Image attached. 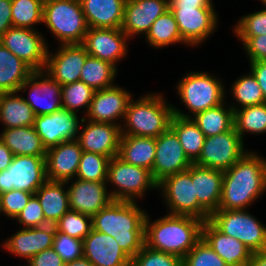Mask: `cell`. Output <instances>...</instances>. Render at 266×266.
<instances>
[{
	"label": "cell",
	"mask_w": 266,
	"mask_h": 266,
	"mask_svg": "<svg viewBox=\"0 0 266 266\" xmlns=\"http://www.w3.org/2000/svg\"><path fill=\"white\" fill-rule=\"evenodd\" d=\"M128 40L121 28H88L82 45L90 56L117 67L128 54Z\"/></svg>",
	"instance_id": "obj_17"
},
{
	"label": "cell",
	"mask_w": 266,
	"mask_h": 266,
	"mask_svg": "<svg viewBox=\"0 0 266 266\" xmlns=\"http://www.w3.org/2000/svg\"><path fill=\"white\" fill-rule=\"evenodd\" d=\"M53 248L65 263L83 256V240L61 232L56 231Z\"/></svg>",
	"instance_id": "obj_48"
},
{
	"label": "cell",
	"mask_w": 266,
	"mask_h": 266,
	"mask_svg": "<svg viewBox=\"0 0 266 266\" xmlns=\"http://www.w3.org/2000/svg\"><path fill=\"white\" fill-rule=\"evenodd\" d=\"M54 225L57 232L83 240L92 229V217L69 210Z\"/></svg>",
	"instance_id": "obj_43"
},
{
	"label": "cell",
	"mask_w": 266,
	"mask_h": 266,
	"mask_svg": "<svg viewBox=\"0 0 266 266\" xmlns=\"http://www.w3.org/2000/svg\"><path fill=\"white\" fill-rule=\"evenodd\" d=\"M16 221L23 226V228L41 227L48 225L45 221L42 207L38 198L33 195L28 204L15 218Z\"/></svg>",
	"instance_id": "obj_49"
},
{
	"label": "cell",
	"mask_w": 266,
	"mask_h": 266,
	"mask_svg": "<svg viewBox=\"0 0 266 266\" xmlns=\"http://www.w3.org/2000/svg\"><path fill=\"white\" fill-rule=\"evenodd\" d=\"M225 104L226 101L191 117L206 137L225 133L234 127V110Z\"/></svg>",
	"instance_id": "obj_35"
},
{
	"label": "cell",
	"mask_w": 266,
	"mask_h": 266,
	"mask_svg": "<svg viewBox=\"0 0 266 266\" xmlns=\"http://www.w3.org/2000/svg\"><path fill=\"white\" fill-rule=\"evenodd\" d=\"M64 266H93V265L86 257L82 256L73 261L66 262Z\"/></svg>",
	"instance_id": "obj_57"
},
{
	"label": "cell",
	"mask_w": 266,
	"mask_h": 266,
	"mask_svg": "<svg viewBox=\"0 0 266 266\" xmlns=\"http://www.w3.org/2000/svg\"><path fill=\"white\" fill-rule=\"evenodd\" d=\"M117 71V67L110 62L88 55L82 66L79 81L84 82L94 91L110 88L116 84L114 81Z\"/></svg>",
	"instance_id": "obj_36"
},
{
	"label": "cell",
	"mask_w": 266,
	"mask_h": 266,
	"mask_svg": "<svg viewBox=\"0 0 266 266\" xmlns=\"http://www.w3.org/2000/svg\"><path fill=\"white\" fill-rule=\"evenodd\" d=\"M169 10V0H126L121 29L129 39L145 35L153 22Z\"/></svg>",
	"instance_id": "obj_23"
},
{
	"label": "cell",
	"mask_w": 266,
	"mask_h": 266,
	"mask_svg": "<svg viewBox=\"0 0 266 266\" xmlns=\"http://www.w3.org/2000/svg\"><path fill=\"white\" fill-rule=\"evenodd\" d=\"M266 192V158L246 152L223 171L222 196L218 210H245Z\"/></svg>",
	"instance_id": "obj_1"
},
{
	"label": "cell",
	"mask_w": 266,
	"mask_h": 266,
	"mask_svg": "<svg viewBox=\"0 0 266 266\" xmlns=\"http://www.w3.org/2000/svg\"><path fill=\"white\" fill-rule=\"evenodd\" d=\"M156 151V138L121 135L118 157L131 165L153 169Z\"/></svg>",
	"instance_id": "obj_29"
},
{
	"label": "cell",
	"mask_w": 266,
	"mask_h": 266,
	"mask_svg": "<svg viewBox=\"0 0 266 266\" xmlns=\"http://www.w3.org/2000/svg\"><path fill=\"white\" fill-rule=\"evenodd\" d=\"M233 33L237 37L266 35V8L242 16L233 28Z\"/></svg>",
	"instance_id": "obj_46"
},
{
	"label": "cell",
	"mask_w": 266,
	"mask_h": 266,
	"mask_svg": "<svg viewBox=\"0 0 266 266\" xmlns=\"http://www.w3.org/2000/svg\"><path fill=\"white\" fill-rule=\"evenodd\" d=\"M18 93H0V122L3 129L34 125L35 113Z\"/></svg>",
	"instance_id": "obj_31"
},
{
	"label": "cell",
	"mask_w": 266,
	"mask_h": 266,
	"mask_svg": "<svg viewBox=\"0 0 266 266\" xmlns=\"http://www.w3.org/2000/svg\"><path fill=\"white\" fill-rule=\"evenodd\" d=\"M55 233L54 224L22 228L7 238L2 247L8 253L22 257L28 262L34 255L53 247Z\"/></svg>",
	"instance_id": "obj_22"
},
{
	"label": "cell",
	"mask_w": 266,
	"mask_h": 266,
	"mask_svg": "<svg viewBox=\"0 0 266 266\" xmlns=\"http://www.w3.org/2000/svg\"><path fill=\"white\" fill-rule=\"evenodd\" d=\"M244 144L234 127L225 133L206 137L199 158L194 163L224 171L248 152Z\"/></svg>",
	"instance_id": "obj_12"
},
{
	"label": "cell",
	"mask_w": 266,
	"mask_h": 266,
	"mask_svg": "<svg viewBox=\"0 0 266 266\" xmlns=\"http://www.w3.org/2000/svg\"><path fill=\"white\" fill-rule=\"evenodd\" d=\"M82 153L77 139L47 149L45 156L47 179L68 182L76 178Z\"/></svg>",
	"instance_id": "obj_24"
},
{
	"label": "cell",
	"mask_w": 266,
	"mask_h": 266,
	"mask_svg": "<svg viewBox=\"0 0 266 266\" xmlns=\"http://www.w3.org/2000/svg\"><path fill=\"white\" fill-rule=\"evenodd\" d=\"M173 105L162 93H147L138 100H130L121 124L122 135L157 138L170 128Z\"/></svg>",
	"instance_id": "obj_4"
},
{
	"label": "cell",
	"mask_w": 266,
	"mask_h": 266,
	"mask_svg": "<svg viewBox=\"0 0 266 266\" xmlns=\"http://www.w3.org/2000/svg\"><path fill=\"white\" fill-rule=\"evenodd\" d=\"M202 238L225 261L226 266H247L252 252L241 241L224 235L209 220L202 226Z\"/></svg>",
	"instance_id": "obj_26"
},
{
	"label": "cell",
	"mask_w": 266,
	"mask_h": 266,
	"mask_svg": "<svg viewBox=\"0 0 266 266\" xmlns=\"http://www.w3.org/2000/svg\"><path fill=\"white\" fill-rule=\"evenodd\" d=\"M33 195L27 191L14 189L0 194V214L14 221Z\"/></svg>",
	"instance_id": "obj_47"
},
{
	"label": "cell",
	"mask_w": 266,
	"mask_h": 266,
	"mask_svg": "<svg viewBox=\"0 0 266 266\" xmlns=\"http://www.w3.org/2000/svg\"><path fill=\"white\" fill-rule=\"evenodd\" d=\"M43 24L59 45L82 44L89 28L80 0H44Z\"/></svg>",
	"instance_id": "obj_6"
},
{
	"label": "cell",
	"mask_w": 266,
	"mask_h": 266,
	"mask_svg": "<svg viewBox=\"0 0 266 266\" xmlns=\"http://www.w3.org/2000/svg\"><path fill=\"white\" fill-rule=\"evenodd\" d=\"M209 221L224 235L236 238L251 252L266 250V225L245 210H217Z\"/></svg>",
	"instance_id": "obj_9"
},
{
	"label": "cell",
	"mask_w": 266,
	"mask_h": 266,
	"mask_svg": "<svg viewBox=\"0 0 266 266\" xmlns=\"http://www.w3.org/2000/svg\"><path fill=\"white\" fill-rule=\"evenodd\" d=\"M234 128L244 141L247 134L266 133V103L234 110Z\"/></svg>",
	"instance_id": "obj_38"
},
{
	"label": "cell",
	"mask_w": 266,
	"mask_h": 266,
	"mask_svg": "<svg viewBox=\"0 0 266 266\" xmlns=\"http://www.w3.org/2000/svg\"><path fill=\"white\" fill-rule=\"evenodd\" d=\"M68 199L70 210L93 217L106 207L113 199L107 182L84 181L74 178L68 181ZM68 183L70 184L68 186Z\"/></svg>",
	"instance_id": "obj_21"
},
{
	"label": "cell",
	"mask_w": 266,
	"mask_h": 266,
	"mask_svg": "<svg viewBox=\"0 0 266 266\" xmlns=\"http://www.w3.org/2000/svg\"><path fill=\"white\" fill-rule=\"evenodd\" d=\"M83 256L93 266H131V258L114 237L94 229L83 239Z\"/></svg>",
	"instance_id": "obj_25"
},
{
	"label": "cell",
	"mask_w": 266,
	"mask_h": 266,
	"mask_svg": "<svg viewBox=\"0 0 266 266\" xmlns=\"http://www.w3.org/2000/svg\"><path fill=\"white\" fill-rule=\"evenodd\" d=\"M89 28H121L126 0H80Z\"/></svg>",
	"instance_id": "obj_28"
},
{
	"label": "cell",
	"mask_w": 266,
	"mask_h": 266,
	"mask_svg": "<svg viewBox=\"0 0 266 266\" xmlns=\"http://www.w3.org/2000/svg\"><path fill=\"white\" fill-rule=\"evenodd\" d=\"M48 48L44 71L61 86L79 81L89 55L82 44L60 45L55 54Z\"/></svg>",
	"instance_id": "obj_19"
},
{
	"label": "cell",
	"mask_w": 266,
	"mask_h": 266,
	"mask_svg": "<svg viewBox=\"0 0 266 266\" xmlns=\"http://www.w3.org/2000/svg\"><path fill=\"white\" fill-rule=\"evenodd\" d=\"M94 90L82 81L66 84L61 87L62 107L73 113L85 107V115L92 101Z\"/></svg>",
	"instance_id": "obj_42"
},
{
	"label": "cell",
	"mask_w": 266,
	"mask_h": 266,
	"mask_svg": "<svg viewBox=\"0 0 266 266\" xmlns=\"http://www.w3.org/2000/svg\"><path fill=\"white\" fill-rule=\"evenodd\" d=\"M0 139L14 156H46V148L33 126L3 129Z\"/></svg>",
	"instance_id": "obj_33"
},
{
	"label": "cell",
	"mask_w": 266,
	"mask_h": 266,
	"mask_svg": "<svg viewBox=\"0 0 266 266\" xmlns=\"http://www.w3.org/2000/svg\"><path fill=\"white\" fill-rule=\"evenodd\" d=\"M110 158L99 153L83 151L76 178L84 181L106 182Z\"/></svg>",
	"instance_id": "obj_41"
},
{
	"label": "cell",
	"mask_w": 266,
	"mask_h": 266,
	"mask_svg": "<svg viewBox=\"0 0 266 266\" xmlns=\"http://www.w3.org/2000/svg\"><path fill=\"white\" fill-rule=\"evenodd\" d=\"M83 129L78 133L82 151L99 153L110 159L118 155L121 127L112 123L82 120Z\"/></svg>",
	"instance_id": "obj_20"
},
{
	"label": "cell",
	"mask_w": 266,
	"mask_h": 266,
	"mask_svg": "<svg viewBox=\"0 0 266 266\" xmlns=\"http://www.w3.org/2000/svg\"><path fill=\"white\" fill-rule=\"evenodd\" d=\"M34 70L0 43V93L19 91Z\"/></svg>",
	"instance_id": "obj_32"
},
{
	"label": "cell",
	"mask_w": 266,
	"mask_h": 266,
	"mask_svg": "<svg viewBox=\"0 0 266 266\" xmlns=\"http://www.w3.org/2000/svg\"><path fill=\"white\" fill-rule=\"evenodd\" d=\"M250 71L256 77L266 103V61L249 62Z\"/></svg>",
	"instance_id": "obj_52"
},
{
	"label": "cell",
	"mask_w": 266,
	"mask_h": 266,
	"mask_svg": "<svg viewBox=\"0 0 266 266\" xmlns=\"http://www.w3.org/2000/svg\"><path fill=\"white\" fill-rule=\"evenodd\" d=\"M43 4L44 0H11L12 26L35 29L43 23Z\"/></svg>",
	"instance_id": "obj_40"
},
{
	"label": "cell",
	"mask_w": 266,
	"mask_h": 266,
	"mask_svg": "<svg viewBox=\"0 0 266 266\" xmlns=\"http://www.w3.org/2000/svg\"><path fill=\"white\" fill-rule=\"evenodd\" d=\"M247 266H266V250L252 252Z\"/></svg>",
	"instance_id": "obj_56"
},
{
	"label": "cell",
	"mask_w": 266,
	"mask_h": 266,
	"mask_svg": "<svg viewBox=\"0 0 266 266\" xmlns=\"http://www.w3.org/2000/svg\"><path fill=\"white\" fill-rule=\"evenodd\" d=\"M78 116L77 113L64 108L52 114L35 116L33 127L46 150L62 142L78 138L83 120V117L79 120Z\"/></svg>",
	"instance_id": "obj_14"
},
{
	"label": "cell",
	"mask_w": 266,
	"mask_h": 266,
	"mask_svg": "<svg viewBox=\"0 0 266 266\" xmlns=\"http://www.w3.org/2000/svg\"><path fill=\"white\" fill-rule=\"evenodd\" d=\"M170 128L176 133L189 160L194 163L201 153L206 136L192 118L173 114Z\"/></svg>",
	"instance_id": "obj_34"
},
{
	"label": "cell",
	"mask_w": 266,
	"mask_h": 266,
	"mask_svg": "<svg viewBox=\"0 0 266 266\" xmlns=\"http://www.w3.org/2000/svg\"><path fill=\"white\" fill-rule=\"evenodd\" d=\"M11 27V0H0V37Z\"/></svg>",
	"instance_id": "obj_53"
},
{
	"label": "cell",
	"mask_w": 266,
	"mask_h": 266,
	"mask_svg": "<svg viewBox=\"0 0 266 266\" xmlns=\"http://www.w3.org/2000/svg\"><path fill=\"white\" fill-rule=\"evenodd\" d=\"M210 72L191 71L182 76L176 90L181 102L190 114L173 105V114L191 118L195 114L219 106L226 101V90L221 78ZM192 114V115H191Z\"/></svg>",
	"instance_id": "obj_5"
},
{
	"label": "cell",
	"mask_w": 266,
	"mask_h": 266,
	"mask_svg": "<svg viewBox=\"0 0 266 266\" xmlns=\"http://www.w3.org/2000/svg\"><path fill=\"white\" fill-rule=\"evenodd\" d=\"M144 37L150 47L156 49L161 47L165 48L166 46L174 45L176 43L186 45L182 40L176 19L170 9L153 22L149 32Z\"/></svg>",
	"instance_id": "obj_37"
},
{
	"label": "cell",
	"mask_w": 266,
	"mask_h": 266,
	"mask_svg": "<svg viewBox=\"0 0 266 266\" xmlns=\"http://www.w3.org/2000/svg\"><path fill=\"white\" fill-rule=\"evenodd\" d=\"M183 266H226V264L201 238L183 258Z\"/></svg>",
	"instance_id": "obj_45"
},
{
	"label": "cell",
	"mask_w": 266,
	"mask_h": 266,
	"mask_svg": "<svg viewBox=\"0 0 266 266\" xmlns=\"http://www.w3.org/2000/svg\"><path fill=\"white\" fill-rule=\"evenodd\" d=\"M132 96L128 90L117 84L110 88L95 91L83 119L121 126ZM120 119L122 122L119 121Z\"/></svg>",
	"instance_id": "obj_18"
},
{
	"label": "cell",
	"mask_w": 266,
	"mask_h": 266,
	"mask_svg": "<svg viewBox=\"0 0 266 266\" xmlns=\"http://www.w3.org/2000/svg\"><path fill=\"white\" fill-rule=\"evenodd\" d=\"M61 84L53 80L45 71H34L20 86L19 93L29 89V97L24 100L31 106L35 116L52 114L63 108Z\"/></svg>",
	"instance_id": "obj_16"
},
{
	"label": "cell",
	"mask_w": 266,
	"mask_h": 266,
	"mask_svg": "<svg viewBox=\"0 0 266 266\" xmlns=\"http://www.w3.org/2000/svg\"><path fill=\"white\" fill-rule=\"evenodd\" d=\"M230 89L233 100L237 103L230 105L233 110L265 103L263 92L251 71L236 79Z\"/></svg>",
	"instance_id": "obj_39"
},
{
	"label": "cell",
	"mask_w": 266,
	"mask_h": 266,
	"mask_svg": "<svg viewBox=\"0 0 266 266\" xmlns=\"http://www.w3.org/2000/svg\"><path fill=\"white\" fill-rule=\"evenodd\" d=\"M192 183L199 205L211 216L219 209L223 171L192 164Z\"/></svg>",
	"instance_id": "obj_27"
},
{
	"label": "cell",
	"mask_w": 266,
	"mask_h": 266,
	"mask_svg": "<svg viewBox=\"0 0 266 266\" xmlns=\"http://www.w3.org/2000/svg\"><path fill=\"white\" fill-rule=\"evenodd\" d=\"M106 182L107 185L111 184L114 187V190H109L113 200L135 202L136 198H143L146 191L158 190L149 170L131 165L118 156L109 161Z\"/></svg>",
	"instance_id": "obj_7"
},
{
	"label": "cell",
	"mask_w": 266,
	"mask_h": 266,
	"mask_svg": "<svg viewBox=\"0 0 266 266\" xmlns=\"http://www.w3.org/2000/svg\"><path fill=\"white\" fill-rule=\"evenodd\" d=\"M27 264L25 266H64L65 262L51 247L34 255Z\"/></svg>",
	"instance_id": "obj_51"
},
{
	"label": "cell",
	"mask_w": 266,
	"mask_h": 266,
	"mask_svg": "<svg viewBox=\"0 0 266 266\" xmlns=\"http://www.w3.org/2000/svg\"><path fill=\"white\" fill-rule=\"evenodd\" d=\"M46 41L37 29L13 26L0 37V43L34 71H44L49 48Z\"/></svg>",
	"instance_id": "obj_13"
},
{
	"label": "cell",
	"mask_w": 266,
	"mask_h": 266,
	"mask_svg": "<svg viewBox=\"0 0 266 266\" xmlns=\"http://www.w3.org/2000/svg\"><path fill=\"white\" fill-rule=\"evenodd\" d=\"M146 215L136 201L112 200L92 217V229L114 237L132 259L145 245Z\"/></svg>",
	"instance_id": "obj_2"
},
{
	"label": "cell",
	"mask_w": 266,
	"mask_h": 266,
	"mask_svg": "<svg viewBox=\"0 0 266 266\" xmlns=\"http://www.w3.org/2000/svg\"><path fill=\"white\" fill-rule=\"evenodd\" d=\"M261 2L266 6V0H261Z\"/></svg>",
	"instance_id": "obj_58"
},
{
	"label": "cell",
	"mask_w": 266,
	"mask_h": 266,
	"mask_svg": "<svg viewBox=\"0 0 266 266\" xmlns=\"http://www.w3.org/2000/svg\"><path fill=\"white\" fill-rule=\"evenodd\" d=\"M168 214L190 216L207 221L210 215L199 205L192 183V165L185 171L170 175L157 184Z\"/></svg>",
	"instance_id": "obj_8"
},
{
	"label": "cell",
	"mask_w": 266,
	"mask_h": 266,
	"mask_svg": "<svg viewBox=\"0 0 266 266\" xmlns=\"http://www.w3.org/2000/svg\"><path fill=\"white\" fill-rule=\"evenodd\" d=\"M66 182L47 180L34 195L38 198L45 221L55 224L70 210Z\"/></svg>",
	"instance_id": "obj_30"
},
{
	"label": "cell",
	"mask_w": 266,
	"mask_h": 266,
	"mask_svg": "<svg viewBox=\"0 0 266 266\" xmlns=\"http://www.w3.org/2000/svg\"><path fill=\"white\" fill-rule=\"evenodd\" d=\"M169 6H214L212 0H169Z\"/></svg>",
	"instance_id": "obj_55"
},
{
	"label": "cell",
	"mask_w": 266,
	"mask_h": 266,
	"mask_svg": "<svg viewBox=\"0 0 266 266\" xmlns=\"http://www.w3.org/2000/svg\"><path fill=\"white\" fill-rule=\"evenodd\" d=\"M14 154L0 139V172L11 164Z\"/></svg>",
	"instance_id": "obj_54"
},
{
	"label": "cell",
	"mask_w": 266,
	"mask_h": 266,
	"mask_svg": "<svg viewBox=\"0 0 266 266\" xmlns=\"http://www.w3.org/2000/svg\"><path fill=\"white\" fill-rule=\"evenodd\" d=\"M47 180L45 156H14L0 172V194L13 189L34 194Z\"/></svg>",
	"instance_id": "obj_10"
},
{
	"label": "cell",
	"mask_w": 266,
	"mask_h": 266,
	"mask_svg": "<svg viewBox=\"0 0 266 266\" xmlns=\"http://www.w3.org/2000/svg\"><path fill=\"white\" fill-rule=\"evenodd\" d=\"M169 9L188 46L202 45L217 30L219 17L214 6H169Z\"/></svg>",
	"instance_id": "obj_11"
},
{
	"label": "cell",
	"mask_w": 266,
	"mask_h": 266,
	"mask_svg": "<svg viewBox=\"0 0 266 266\" xmlns=\"http://www.w3.org/2000/svg\"><path fill=\"white\" fill-rule=\"evenodd\" d=\"M131 266H183V258L144 245L131 259Z\"/></svg>",
	"instance_id": "obj_44"
},
{
	"label": "cell",
	"mask_w": 266,
	"mask_h": 266,
	"mask_svg": "<svg viewBox=\"0 0 266 266\" xmlns=\"http://www.w3.org/2000/svg\"><path fill=\"white\" fill-rule=\"evenodd\" d=\"M145 218V245L181 258L202 238L204 221L190 216L166 214L153 222Z\"/></svg>",
	"instance_id": "obj_3"
},
{
	"label": "cell",
	"mask_w": 266,
	"mask_h": 266,
	"mask_svg": "<svg viewBox=\"0 0 266 266\" xmlns=\"http://www.w3.org/2000/svg\"><path fill=\"white\" fill-rule=\"evenodd\" d=\"M192 164L178 136L171 128L156 138L155 159L151 174L157 184L170 175L187 170Z\"/></svg>",
	"instance_id": "obj_15"
},
{
	"label": "cell",
	"mask_w": 266,
	"mask_h": 266,
	"mask_svg": "<svg viewBox=\"0 0 266 266\" xmlns=\"http://www.w3.org/2000/svg\"><path fill=\"white\" fill-rule=\"evenodd\" d=\"M245 49L249 62L266 61V35L237 37Z\"/></svg>",
	"instance_id": "obj_50"
}]
</instances>
